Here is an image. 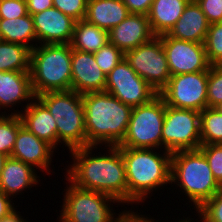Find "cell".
<instances>
[{"label":"cell","instance_id":"21","mask_svg":"<svg viewBox=\"0 0 222 222\" xmlns=\"http://www.w3.org/2000/svg\"><path fill=\"white\" fill-rule=\"evenodd\" d=\"M208 28L205 14L197 2L191 0L168 35L178 40L204 43Z\"/></svg>","mask_w":222,"mask_h":222},{"label":"cell","instance_id":"29","mask_svg":"<svg viewBox=\"0 0 222 222\" xmlns=\"http://www.w3.org/2000/svg\"><path fill=\"white\" fill-rule=\"evenodd\" d=\"M204 48L212 66L222 62V22L209 24Z\"/></svg>","mask_w":222,"mask_h":222},{"label":"cell","instance_id":"23","mask_svg":"<svg viewBox=\"0 0 222 222\" xmlns=\"http://www.w3.org/2000/svg\"><path fill=\"white\" fill-rule=\"evenodd\" d=\"M191 0H154L147 15L155 36L168 34Z\"/></svg>","mask_w":222,"mask_h":222},{"label":"cell","instance_id":"34","mask_svg":"<svg viewBox=\"0 0 222 222\" xmlns=\"http://www.w3.org/2000/svg\"><path fill=\"white\" fill-rule=\"evenodd\" d=\"M88 0H53L55 8L75 21L83 20L87 11Z\"/></svg>","mask_w":222,"mask_h":222},{"label":"cell","instance_id":"36","mask_svg":"<svg viewBox=\"0 0 222 222\" xmlns=\"http://www.w3.org/2000/svg\"><path fill=\"white\" fill-rule=\"evenodd\" d=\"M209 24L222 22V0H195Z\"/></svg>","mask_w":222,"mask_h":222},{"label":"cell","instance_id":"17","mask_svg":"<svg viewBox=\"0 0 222 222\" xmlns=\"http://www.w3.org/2000/svg\"><path fill=\"white\" fill-rule=\"evenodd\" d=\"M108 36L109 42L124 54L155 37L148 17L142 14H129L120 24L108 32Z\"/></svg>","mask_w":222,"mask_h":222},{"label":"cell","instance_id":"16","mask_svg":"<svg viewBox=\"0 0 222 222\" xmlns=\"http://www.w3.org/2000/svg\"><path fill=\"white\" fill-rule=\"evenodd\" d=\"M54 150L50 144L36 137L22 125L18 129L15 146L10 157L21 160L33 168L37 167L36 169L42 172L46 170L45 172L49 173L52 156L55 154Z\"/></svg>","mask_w":222,"mask_h":222},{"label":"cell","instance_id":"10","mask_svg":"<svg viewBox=\"0 0 222 222\" xmlns=\"http://www.w3.org/2000/svg\"><path fill=\"white\" fill-rule=\"evenodd\" d=\"M125 59L158 94L167 86L171 73L159 36H155L150 41L127 51Z\"/></svg>","mask_w":222,"mask_h":222},{"label":"cell","instance_id":"41","mask_svg":"<svg viewBox=\"0 0 222 222\" xmlns=\"http://www.w3.org/2000/svg\"><path fill=\"white\" fill-rule=\"evenodd\" d=\"M0 222H28V221H26V219H24L21 216L20 212L19 211L17 212V210H16L10 216L0 220Z\"/></svg>","mask_w":222,"mask_h":222},{"label":"cell","instance_id":"2","mask_svg":"<svg viewBox=\"0 0 222 222\" xmlns=\"http://www.w3.org/2000/svg\"><path fill=\"white\" fill-rule=\"evenodd\" d=\"M87 146H119L129 126L132 107L108 92L82 94Z\"/></svg>","mask_w":222,"mask_h":222},{"label":"cell","instance_id":"14","mask_svg":"<svg viewBox=\"0 0 222 222\" xmlns=\"http://www.w3.org/2000/svg\"><path fill=\"white\" fill-rule=\"evenodd\" d=\"M38 44H69L75 20L52 7L32 15ZM43 42V43H42Z\"/></svg>","mask_w":222,"mask_h":222},{"label":"cell","instance_id":"37","mask_svg":"<svg viewBox=\"0 0 222 222\" xmlns=\"http://www.w3.org/2000/svg\"><path fill=\"white\" fill-rule=\"evenodd\" d=\"M130 14L148 15L154 0H122Z\"/></svg>","mask_w":222,"mask_h":222},{"label":"cell","instance_id":"6","mask_svg":"<svg viewBox=\"0 0 222 222\" xmlns=\"http://www.w3.org/2000/svg\"><path fill=\"white\" fill-rule=\"evenodd\" d=\"M56 121L57 147L63 144L69 151L87 146L85 111L82 95L74 90L50 91L36 96Z\"/></svg>","mask_w":222,"mask_h":222},{"label":"cell","instance_id":"1","mask_svg":"<svg viewBox=\"0 0 222 222\" xmlns=\"http://www.w3.org/2000/svg\"><path fill=\"white\" fill-rule=\"evenodd\" d=\"M97 146L70 150L73 164L66 168V178L75 186L109 195L128 205V184L125 164L119 146H107L99 156L92 152ZM108 153V154H107Z\"/></svg>","mask_w":222,"mask_h":222},{"label":"cell","instance_id":"28","mask_svg":"<svg viewBox=\"0 0 222 222\" xmlns=\"http://www.w3.org/2000/svg\"><path fill=\"white\" fill-rule=\"evenodd\" d=\"M0 114V152L11 156L15 146L18 129L23 125L20 115Z\"/></svg>","mask_w":222,"mask_h":222},{"label":"cell","instance_id":"42","mask_svg":"<svg viewBox=\"0 0 222 222\" xmlns=\"http://www.w3.org/2000/svg\"><path fill=\"white\" fill-rule=\"evenodd\" d=\"M8 158L7 155L3 154L0 152V175H1V172L3 170V166H4V163L6 161V159Z\"/></svg>","mask_w":222,"mask_h":222},{"label":"cell","instance_id":"19","mask_svg":"<svg viewBox=\"0 0 222 222\" xmlns=\"http://www.w3.org/2000/svg\"><path fill=\"white\" fill-rule=\"evenodd\" d=\"M35 98L29 72L0 71L1 110L11 109L22 101L27 103V107Z\"/></svg>","mask_w":222,"mask_h":222},{"label":"cell","instance_id":"38","mask_svg":"<svg viewBox=\"0 0 222 222\" xmlns=\"http://www.w3.org/2000/svg\"><path fill=\"white\" fill-rule=\"evenodd\" d=\"M26 3L28 14L31 16L54 7L53 0H26Z\"/></svg>","mask_w":222,"mask_h":222},{"label":"cell","instance_id":"11","mask_svg":"<svg viewBox=\"0 0 222 222\" xmlns=\"http://www.w3.org/2000/svg\"><path fill=\"white\" fill-rule=\"evenodd\" d=\"M207 82L208 71L171 75L159 94L168 106L201 112L208 107Z\"/></svg>","mask_w":222,"mask_h":222},{"label":"cell","instance_id":"4","mask_svg":"<svg viewBox=\"0 0 222 222\" xmlns=\"http://www.w3.org/2000/svg\"><path fill=\"white\" fill-rule=\"evenodd\" d=\"M176 183L199 210L222 187L214 179L204 154L199 150H180L172 153L171 185ZM195 205V206H194Z\"/></svg>","mask_w":222,"mask_h":222},{"label":"cell","instance_id":"18","mask_svg":"<svg viewBox=\"0 0 222 222\" xmlns=\"http://www.w3.org/2000/svg\"><path fill=\"white\" fill-rule=\"evenodd\" d=\"M24 110V111H23ZM21 111L11 112L20 115L23 125L36 137L57 148L56 121L47 107L36 97Z\"/></svg>","mask_w":222,"mask_h":222},{"label":"cell","instance_id":"33","mask_svg":"<svg viewBox=\"0 0 222 222\" xmlns=\"http://www.w3.org/2000/svg\"><path fill=\"white\" fill-rule=\"evenodd\" d=\"M196 212L200 222H222V189Z\"/></svg>","mask_w":222,"mask_h":222},{"label":"cell","instance_id":"13","mask_svg":"<svg viewBox=\"0 0 222 222\" xmlns=\"http://www.w3.org/2000/svg\"><path fill=\"white\" fill-rule=\"evenodd\" d=\"M159 37L171 75L208 71L212 66L207 59L204 43L178 40L168 34Z\"/></svg>","mask_w":222,"mask_h":222},{"label":"cell","instance_id":"27","mask_svg":"<svg viewBox=\"0 0 222 222\" xmlns=\"http://www.w3.org/2000/svg\"><path fill=\"white\" fill-rule=\"evenodd\" d=\"M201 145L222 144V113L216 107L200 112Z\"/></svg>","mask_w":222,"mask_h":222},{"label":"cell","instance_id":"7","mask_svg":"<svg viewBox=\"0 0 222 222\" xmlns=\"http://www.w3.org/2000/svg\"><path fill=\"white\" fill-rule=\"evenodd\" d=\"M66 190L64 191L63 205L59 222H117L111 203H119L109 195L92 190L79 188L65 178ZM115 217V218H114Z\"/></svg>","mask_w":222,"mask_h":222},{"label":"cell","instance_id":"12","mask_svg":"<svg viewBox=\"0 0 222 222\" xmlns=\"http://www.w3.org/2000/svg\"><path fill=\"white\" fill-rule=\"evenodd\" d=\"M105 92L132 108L148 103L158 95L125 58L106 76Z\"/></svg>","mask_w":222,"mask_h":222},{"label":"cell","instance_id":"8","mask_svg":"<svg viewBox=\"0 0 222 222\" xmlns=\"http://www.w3.org/2000/svg\"><path fill=\"white\" fill-rule=\"evenodd\" d=\"M166 103L158 94L148 103L132 108L129 126L119 148L162 150V126Z\"/></svg>","mask_w":222,"mask_h":222},{"label":"cell","instance_id":"15","mask_svg":"<svg viewBox=\"0 0 222 222\" xmlns=\"http://www.w3.org/2000/svg\"><path fill=\"white\" fill-rule=\"evenodd\" d=\"M71 90L78 94L105 91L106 75L95 61L94 54L72 49Z\"/></svg>","mask_w":222,"mask_h":222},{"label":"cell","instance_id":"26","mask_svg":"<svg viewBox=\"0 0 222 222\" xmlns=\"http://www.w3.org/2000/svg\"><path fill=\"white\" fill-rule=\"evenodd\" d=\"M31 50L17 43L0 42V71H30Z\"/></svg>","mask_w":222,"mask_h":222},{"label":"cell","instance_id":"5","mask_svg":"<svg viewBox=\"0 0 222 222\" xmlns=\"http://www.w3.org/2000/svg\"><path fill=\"white\" fill-rule=\"evenodd\" d=\"M70 44H39L31 50L30 78L35 96L71 90Z\"/></svg>","mask_w":222,"mask_h":222},{"label":"cell","instance_id":"45","mask_svg":"<svg viewBox=\"0 0 222 222\" xmlns=\"http://www.w3.org/2000/svg\"><path fill=\"white\" fill-rule=\"evenodd\" d=\"M222 71V62L216 65Z\"/></svg>","mask_w":222,"mask_h":222},{"label":"cell","instance_id":"44","mask_svg":"<svg viewBox=\"0 0 222 222\" xmlns=\"http://www.w3.org/2000/svg\"><path fill=\"white\" fill-rule=\"evenodd\" d=\"M216 108L222 113V102L217 105Z\"/></svg>","mask_w":222,"mask_h":222},{"label":"cell","instance_id":"30","mask_svg":"<svg viewBox=\"0 0 222 222\" xmlns=\"http://www.w3.org/2000/svg\"><path fill=\"white\" fill-rule=\"evenodd\" d=\"M93 54L96 63L106 76L125 58V54L111 42L106 43Z\"/></svg>","mask_w":222,"mask_h":222},{"label":"cell","instance_id":"31","mask_svg":"<svg viewBox=\"0 0 222 222\" xmlns=\"http://www.w3.org/2000/svg\"><path fill=\"white\" fill-rule=\"evenodd\" d=\"M222 102V71L217 66L208 70L207 104L216 107Z\"/></svg>","mask_w":222,"mask_h":222},{"label":"cell","instance_id":"20","mask_svg":"<svg viewBox=\"0 0 222 222\" xmlns=\"http://www.w3.org/2000/svg\"><path fill=\"white\" fill-rule=\"evenodd\" d=\"M35 172L32 166L9 156L0 175V190L12 199L27 188L31 190L40 182Z\"/></svg>","mask_w":222,"mask_h":222},{"label":"cell","instance_id":"39","mask_svg":"<svg viewBox=\"0 0 222 222\" xmlns=\"http://www.w3.org/2000/svg\"><path fill=\"white\" fill-rule=\"evenodd\" d=\"M154 220V218L145 217V215L135 213L131 208V211L124 210L120 212L117 222H154Z\"/></svg>","mask_w":222,"mask_h":222},{"label":"cell","instance_id":"46","mask_svg":"<svg viewBox=\"0 0 222 222\" xmlns=\"http://www.w3.org/2000/svg\"><path fill=\"white\" fill-rule=\"evenodd\" d=\"M3 41L2 36H1V32H0V42Z\"/></svg>","mask_w":222,"mask_h":222},{"label":"cell","instance_id":"35","mask_svg":"<svg viewBox=\"0 0 222 222\" xmlns=\"http://www.w3.org/2000/svg\"><path fill=\"white\" fill-rule=\"evenodd\" d=\"M28 15L26 0H0V19H15Z\"/></svg>","mask_w":222,"mask_h":222},{"label":"cell","instance_id":"3","mask_svg":"<svg viewBox=\"0 0 222 222\" xmlns=\"http://www.w3.org/2000/svg\"><path fill=\"white\" fill-rule=\"evenodd\" d=\"M125 164L128 204L142 203L160 186L171 184L172 153L155 149L119 148ZM149 194V195H148Z\"/></svg>","mask_w":222,"mask_h":222},{"label":"cell","instance_id":"32","mask_svg":"<svg viewBox=\"0 0 222 222\" xmlns=\"http://www.w3.org/2000/svg\"><path fill=\"white\" fill-rule=\"evenodd\" d=\"M198 149L207 159L214 179L222 187V144L201 145Z\"/></svg>","mask_w":222,"mask_h":222},{"label":"cell","instance_id":"9","mask_svg":"<svg viewBox=\"0 0 222 222\" xmlns=\"http://www.w3.org/2000/svg\"><path fill=\"white\" fill-rule=\"evenodd\" d=\"M200 146V112L166 105L162 126V149L173 153L180 150H197Z\"/></svg>","mask_w":222,"mask_h":222},{"label":"cell","instance_id":"43","mask_svg":"<svg viewBox=\"0 0 222 222\" xmlns=\"http://www.w3.org/2000/svg\"><path fill=\"white\" fill-rule=\"evenodd\" d=\"M189 217H187L186 219H184V217H183V220L181 219H179V221L178 222H191L192 220L189 218ZM176 222V221H175Z\"/></svg>","mask_w":222,"mask_h":222},{"label":"cell","instance_id":"25","mask_svg":"<svg viewBox=\"0 0 222 222\" xmlns=\"http://www.w3.org/2000/svg\"><path fill=\"white\" fill-rule=\"evenodd\" d=\"M108 42V31L83 19L75 22L72 39L69 44L72 49L94 53Z\"/></svg>","mask_w":222,"mask_h":222},{"label":"cell","instance_id":"22","mask_svg":"<svg viewBox=\"0 0 222 222\" xmlns=\"http://www.w3.org/2000/svg\"><path fill=\"white\" fill-rule=\"evenodd\" d=\"M129 14L122 0H88L84 19L109 32Z\"/></svg>","mask_w":222,"mask_h":222},{"label":"cell","instance_id":"40","mask_svg":"<svg viewBox=\"0 0 222 222\" xmlns=\"http://www.w3.org/2000/svg\"><path fill=\"white\" fill-rule=\"evenodd\" d=\"M12 200V201H11ZM13 199L0 190V220L10 216L16 211ZM14 205V206H13Z\"/></svg>","mask_w":222,"mask_h":222},{"label":"cell","instance_id":"24","mask_svg":"<svg viewBox=\"0 0 222 222\" xmlns=\"http://www.w3.org/2000/svg\"><path fill=\"white\" fill-rule=\"evenodd\" d=\"M0 32L3 41L22 44L30 50L38 44L33 18L30 14L15 19H0Z\"/></svg>","mask_w":222,"mask_h":222}]
</instances>
